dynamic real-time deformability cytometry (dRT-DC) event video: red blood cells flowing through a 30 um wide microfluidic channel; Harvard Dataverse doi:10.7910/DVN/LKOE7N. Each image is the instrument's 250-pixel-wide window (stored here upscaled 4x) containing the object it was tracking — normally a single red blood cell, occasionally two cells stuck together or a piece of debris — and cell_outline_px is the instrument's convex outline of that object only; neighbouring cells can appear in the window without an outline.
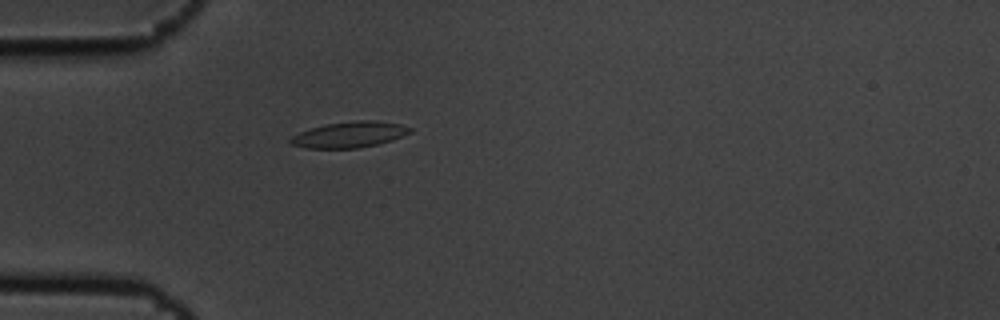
{"species": "common noctule bat (a hibernating species)", "species_latin": "Nyctalus noctula", "temperature_condition": "cold", "stored_images_in_passage": 1, "camera_frame_rate_fps": 3000, "um_per_image_px": 0.085, "animal": {"sex": "male", "body_mass_g": 19.5, "forearm_length_mm": 54.6}, "frame": {"image": 1, "passage_image": 1, "time_ms": 0.0, "image_size_px": [1000, 320], "cell_outline_px": [[412, 132], [392, 140], [376, 144], [356, 148], [304, 148], [288, 144], [288, 140], [292, 136], [300, 132], [324, 124], [356, 120], [376, 120], [400, 124], [412, 128]], "centroid_in_image_um": [29.68, 11.44], "position_along_channel_um": 55.3, "area_um2": 18.09}}